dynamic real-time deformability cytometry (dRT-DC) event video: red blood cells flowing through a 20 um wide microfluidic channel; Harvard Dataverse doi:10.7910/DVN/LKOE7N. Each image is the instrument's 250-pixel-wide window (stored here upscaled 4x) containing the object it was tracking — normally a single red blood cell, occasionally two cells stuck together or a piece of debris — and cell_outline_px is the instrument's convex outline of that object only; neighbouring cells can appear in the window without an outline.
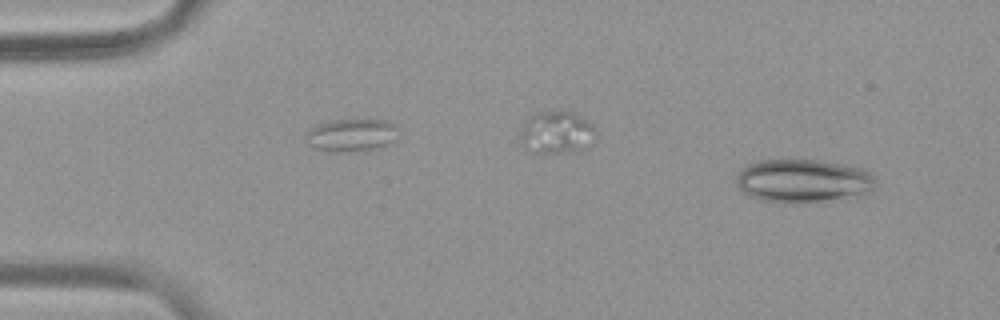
{"species": "common noctule bat (a hibernating species)", "species_latin": "Nyctalus noctula", "temperature_condition": "warm", "stored_images_in_passage": 4, "segment_of_instrument_passage": [2, 2], "camera_frame_rate_fps": 3000, "um_per_image_px": 0.085, "animal": {"sex": "female", "body_mass_g": 19.9}, "frame": {"image": 1, "passage_image": 4, "time_ms": 1.0, "image_size_px": [1000, 320], "cell_outline_px": [[876, 184], [868, 192], [824, 204], [784, 204], [760, 200], [748, 196], [736, 184], [736, 172], [748, 164], [756, 160], [820, 160], [860, 168], [876, 176]], "centroid_in_image_um": [68.24, 15.42], "position_along_channel_um": 16.8, "area_um2": 36.24}}